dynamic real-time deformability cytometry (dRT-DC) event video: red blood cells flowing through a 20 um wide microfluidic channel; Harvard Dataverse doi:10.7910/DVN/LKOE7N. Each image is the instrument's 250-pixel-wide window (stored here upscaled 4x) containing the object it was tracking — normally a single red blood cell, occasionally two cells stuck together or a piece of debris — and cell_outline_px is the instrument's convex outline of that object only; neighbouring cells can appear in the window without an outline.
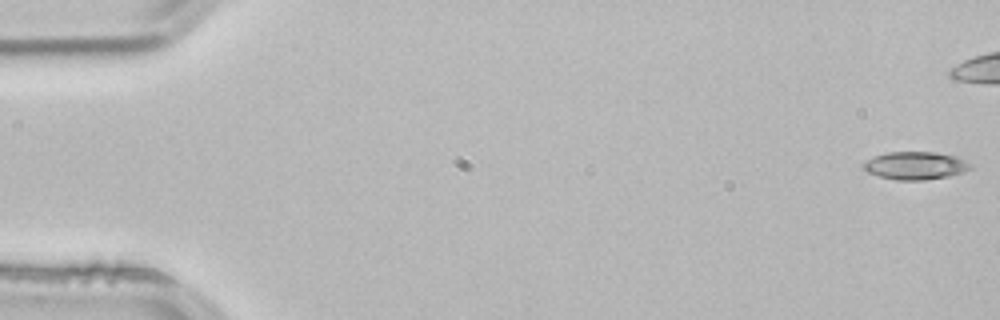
{"species": "common noctule bat (a hibernating species)", "species_latin": "Nyctalus noctula", "temperature_condition": "room temperature", "stored_images_in_passage": 43, "camera_frame_rate_fps": 3000, "um_per_image_px": 0.085, "animal": {"sex": "male", "body_mass_g": 21.5, "forearm_length_mm": 52.0}, "frame": {"image": 1, "passage_image": 1, "time_ms": 0.0, "image_size_px": [1000, 320], "cell_outline_px": [[972, 168], [964, 172], [948, 176], [924, 180], [896, 180], [880, 176], [868, 172], [860, 164], [876, 156], [888, 152], [936, 152], [956, 156], [972, 164]], "centroid_in_image_um": [77.84, 14.07], "position_along_channel_um": 7.2, "area_um2": 17.28}}
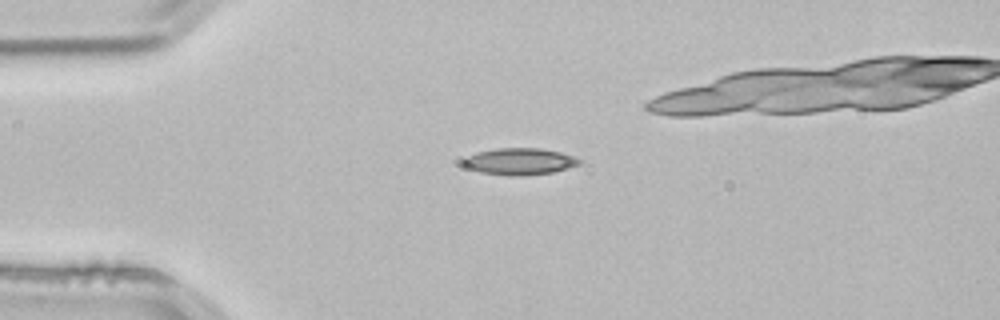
{"frame": {"image": 2, "passage_image": 13, "time_ms": 4.0, "image_size_px": [1000, 320], "cell_outline_px": [[584, 160], [580, 164], [568, 168], [552, 172], [520, 176], [512, 176], [480, 172], [468, 168], [464, 164], [464, 156], [476, 152], [496, 148], [540, 148], [560, 152]], "centroid_in_image_um": [44.17, 13.72], "position_along_channel_um": 40.8, "area_um2": 18.09}}
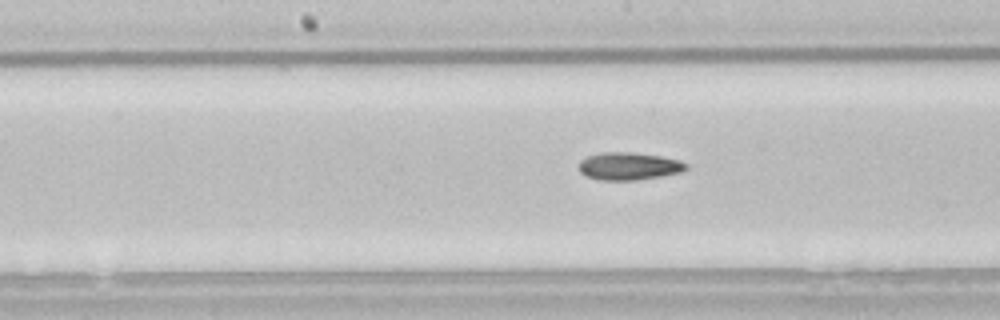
{"frame": {"image": 3, "passage_image": 27, "time_ms": 8.667, "image_size_px": [1000, 320], "cell_outline_px": [[688, 168], [684, 172], [636, 180], [600, 180], [584, 176], [580, 172], [580, 160], [588, 156], [600, 152], [632, 152], [660, 156], [680, 160], [688, 164]], "centroid_in_image_um": [53.47, 14.12], "position_along_channel_um": 194.7, "area_um2": 17.4}}